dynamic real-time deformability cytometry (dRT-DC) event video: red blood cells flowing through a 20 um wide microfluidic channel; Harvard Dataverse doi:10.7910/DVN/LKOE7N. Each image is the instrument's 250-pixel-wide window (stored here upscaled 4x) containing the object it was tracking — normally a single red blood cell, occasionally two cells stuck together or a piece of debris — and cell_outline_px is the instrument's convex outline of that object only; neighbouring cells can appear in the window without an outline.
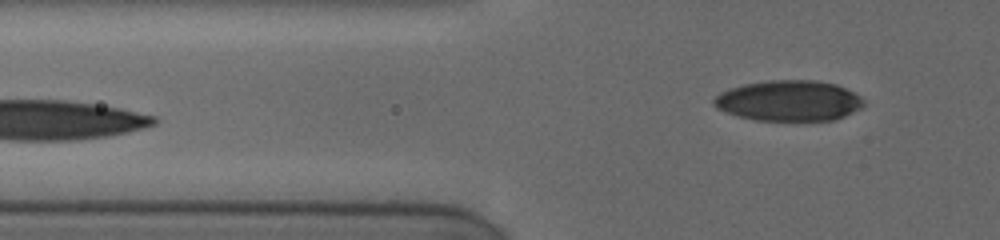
{"species": "human", "species_latin": "Homo sapiens", "temperature_condition": "cold", "stored_images_in_passage": 7, "segment_of_instrument_passage": [2, 2], "camera_frame_rate_fps": 3000, "um_per_image_px": 0.085, "donor": {"sex": "female"}, "frame": {"image": 1, "passage_image": 7, "time_ms": 6.333, "image_size_px": [1000, 240], "cell_outline_px": [[864, 104], [860, 108], [836, 120], [756, 120], [736, 116], [716, 108], [712, 104], [712, 100], [720, 92], [728, 88], [744, 84], [768, 80], [816, 80], [836, 84], [860, 96], [864, 100]], "centroid_in_image_um": [67.02, 8.56], "position_along_channel_um": 58.8, "area_um2": 35.55}}